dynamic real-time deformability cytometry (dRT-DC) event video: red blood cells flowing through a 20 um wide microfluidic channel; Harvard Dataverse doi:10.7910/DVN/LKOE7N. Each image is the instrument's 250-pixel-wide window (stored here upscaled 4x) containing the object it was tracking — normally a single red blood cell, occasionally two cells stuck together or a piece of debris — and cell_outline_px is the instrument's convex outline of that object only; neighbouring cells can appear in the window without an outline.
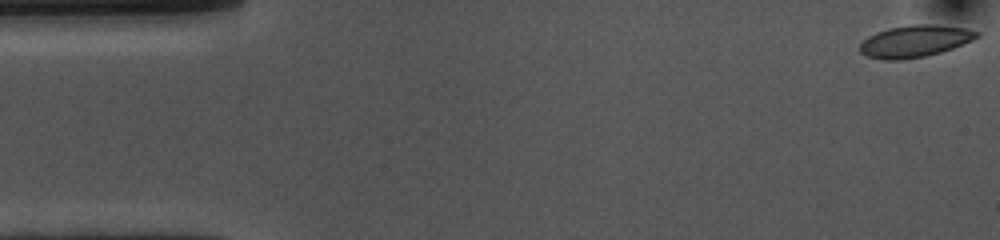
{"species": "common noctule bat (a hibernating species)", "species_latin": "Nyctalus noctula", "temperature_condition": "cold", "stored_images_in_passage": 50, "camera_frame_rate_fps": 3000, "um_per_image_px": 0.085, "animal": {"sex": "female", "body_mass_g": 10.0, "forearm_length_mm": 53.1}, "frame": {"image": 1, "passage_image": 1, "time_ms": 0.0, "image_size_px": [1000, 240], "cell_outline_px": [[980, 36], [972, 40], [952, 48], [940, 52], [924, 56], [900, 60], [884, 60], [868, 56], [860, 52], [860, 44], [868, 36], [876, 32], [888, 28], [912, 24], [936, 24], [964, 28], [980, 32]], "centroid_in_image_um": [77.76, 3.49], "position_along_channel_um": 7.2, "area_um2": 21.68}}
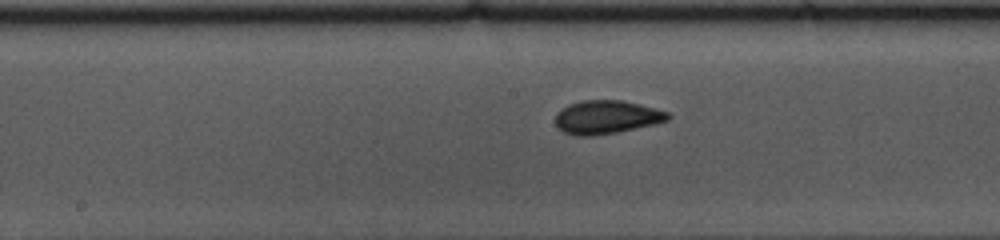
{"frame": {"image": 2, "passage_image": 26, "time_ms": 8.333, "image_size_px": [1000, 240], "cell_outline_px": [[672, 116], [668, 120], [656, 124], [616, 132], [592, 136], [576, 136], [564, 132], [556, 124], [556, 112], [560, 108], [568, 104], [584, 100], [620, 100], [640, 104], [668, 112]], "centroid_in_image_um": [51.55, 9.95], "position_along_channel_um": 196.6, "area_um2": 21.96}}
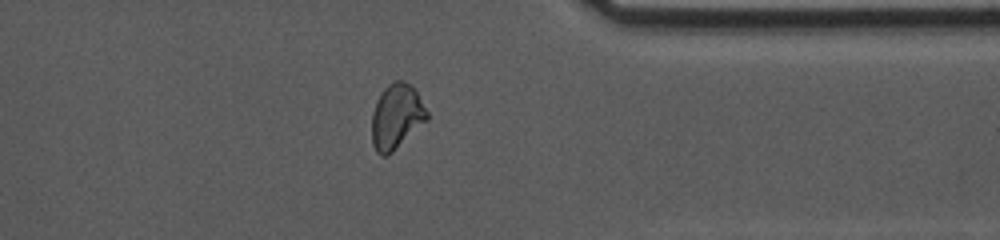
{"frame": {"image": 3, "passage_image": 42, "time_ms": 13.667, "image_size_px": [1000, 240], "cell_outline_px": [[428, 120], [388, 156], [380, 156], [376, 152], [372, 144], [372, 112], [376, 100], [384, 88], [392, 80], [404, 80], [416, 92], [428, 112]], "centroid_in_image_um": [33.68, 9.93], "position_along_channel_um": 377.7, "area_um2": 21.04}}